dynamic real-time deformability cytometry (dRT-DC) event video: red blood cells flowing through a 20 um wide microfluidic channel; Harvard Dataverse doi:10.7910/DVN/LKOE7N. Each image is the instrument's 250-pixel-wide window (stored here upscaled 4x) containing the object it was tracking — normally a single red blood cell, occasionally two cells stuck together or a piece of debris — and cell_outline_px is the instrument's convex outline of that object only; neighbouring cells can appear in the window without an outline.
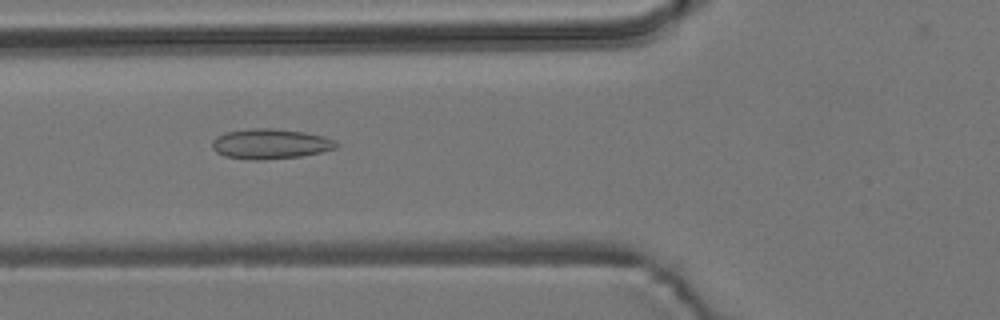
{"species": "common noctule bat (a hibernating species)", "species_latin": "Nyctalus noctula", "temperature_condition": "room temperature", "stored_images_in_passage": 4, "camera_frame_rate_fps": 3000, "um_per_image_px": 0.085, "animal": {"sex": "male", "body_mass_g": 19.2, "forearm_length_mm": 51.8}, "frame": {"image": 1, "passage_image": 3, "time_ms": 2.0, "image_size_px": [1000, 320], "cell_outline_px": [[340, 144], [336, 148], [320, 152], [300, 156], [260, 160], [256, 160], [224, 156], [216, 152], [212, 148], [212, 140], [216, 136], [228, 132], [252, 128], [272, 128], [304, 132], [324, 136], [336, 140]], "centroid_in_image_um": [22.99, 12.22], "position_along_channel_um": 102.8, "area_um2": 21.73}}
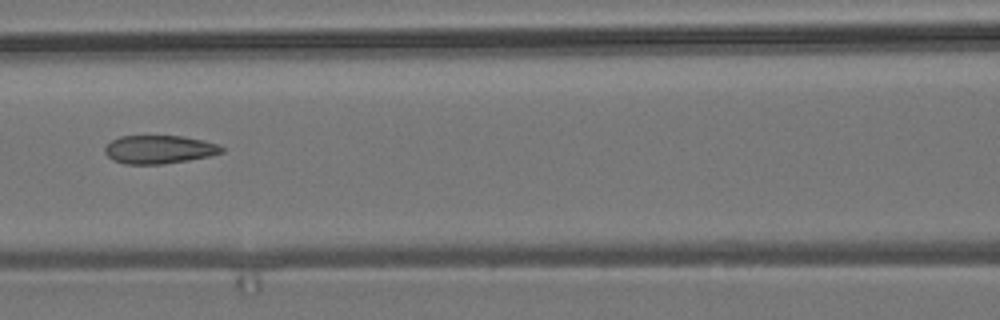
{"frame": {"image": 2, "passage_image": 4, "time_ms": 3.333, "image_size_px": [1000, 320], "cell_outline_px": [[224, 152], [208, 156], [188, 160], [164, 164], [124, 164], [112, 160], [104, 152], [104, 148], [112, 140], [120, 136], [184, 136], [204, 140], [216, 144], [224, 148]], "centroid_in_image_um": [13.51, 12.7], "position_along_channel_um": 153.1, "area_um2": 19.31}}